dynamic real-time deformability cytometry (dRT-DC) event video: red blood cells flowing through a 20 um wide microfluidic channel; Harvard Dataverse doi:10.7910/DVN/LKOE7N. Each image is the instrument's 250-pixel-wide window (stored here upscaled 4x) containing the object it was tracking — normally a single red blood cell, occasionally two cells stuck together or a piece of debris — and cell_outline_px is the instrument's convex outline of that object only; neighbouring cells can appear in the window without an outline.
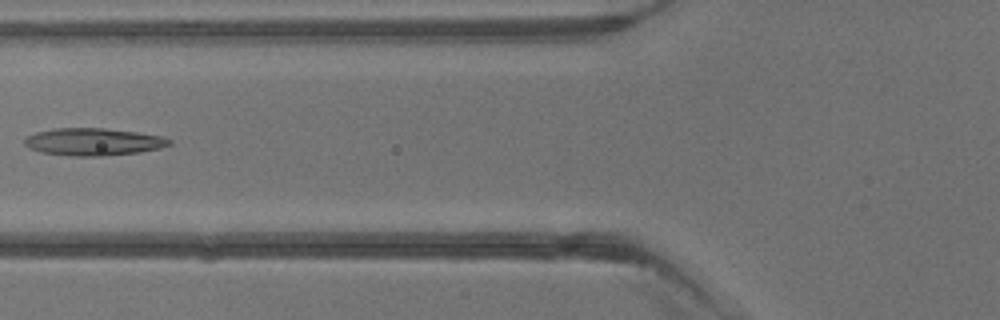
{"species": "common noctule bat (a hibernating species)", "species_latin": "Nyctalus noctula", "temperature_condition": "warm", "stored_images_in_passage": 3, "camera_frame_rate_fps": 3000, "um_per_image_px": 0.085, "animal": {"sex": "male", "body_mass_g": 13.3}, "frame": {"image": 1, "passage_image": 3, "time_ms": 4.0, "image_size_px": [1000, 320], "cell_outline_px": [[172, 144], [160, 148], [140, 152], [104, 156], [72, 156], [40, 152], [28, 148], [24, 144], [24, 140], [28, 136], [36, 132], [56, 128], [104, 128], [136, 132], [160, 136], [172, 140]], "centroid_in_image_um": [7.93, 12.06], "position_along_channel_um": 117.9, "area_um2": 23.12}}